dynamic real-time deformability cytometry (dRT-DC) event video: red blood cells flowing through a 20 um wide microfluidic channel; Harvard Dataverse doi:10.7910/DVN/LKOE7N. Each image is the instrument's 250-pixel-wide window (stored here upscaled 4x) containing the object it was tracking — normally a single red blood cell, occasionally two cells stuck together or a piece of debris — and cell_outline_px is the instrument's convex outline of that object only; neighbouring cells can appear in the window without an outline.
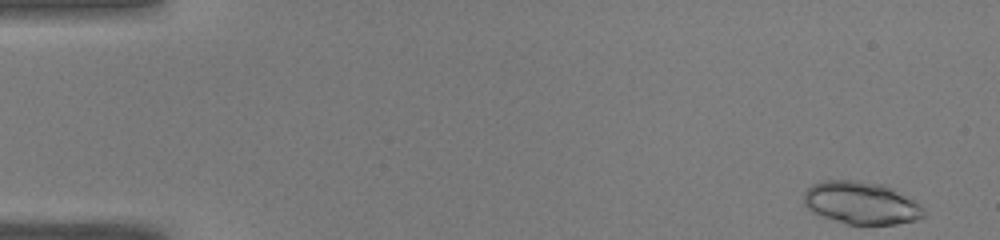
{"species": "common noctule bat (a hibernating species)", "species_latin": "Nyctalus noctula", "temperature_condition": "warm", "stored_images_in_passage": 48, "camera_frame_rate_fps": 3000, "um_per_image_px": 0.085, "animal": {"sex": "male", "body_mass_g": 19.0, "forearm_length_mm": 50.8}, "frame": {"image": 1, "passage_image": 1, "time_ms": 0.0, "image_size_px": [1000, 240], "cell_outline_px": [[924, 216], [916, 220], [896, 224], [848, 224], [824, 216], [808, 208], [804, 204], [804, 192], [812, 184], [828, 180], [852, 180], [884, 184], [892, 188], [912, 200], [924, 208]], "centroid_in_image_um": [73.2, 17.24], "position_along_channel_um": 11.8, "area_um2": 29.3}, "authors_computed_cell_mechanics": {"area_um2": 29.2179, "velocity_mm_per_s": 4.0733, "shape_relaxation_time_tau1_ms": 1.9812, "shape_relaxation_time_tau2_ms": null, "deformation_change_tau1": 0.2892, "deformation_change_tau2": null}}